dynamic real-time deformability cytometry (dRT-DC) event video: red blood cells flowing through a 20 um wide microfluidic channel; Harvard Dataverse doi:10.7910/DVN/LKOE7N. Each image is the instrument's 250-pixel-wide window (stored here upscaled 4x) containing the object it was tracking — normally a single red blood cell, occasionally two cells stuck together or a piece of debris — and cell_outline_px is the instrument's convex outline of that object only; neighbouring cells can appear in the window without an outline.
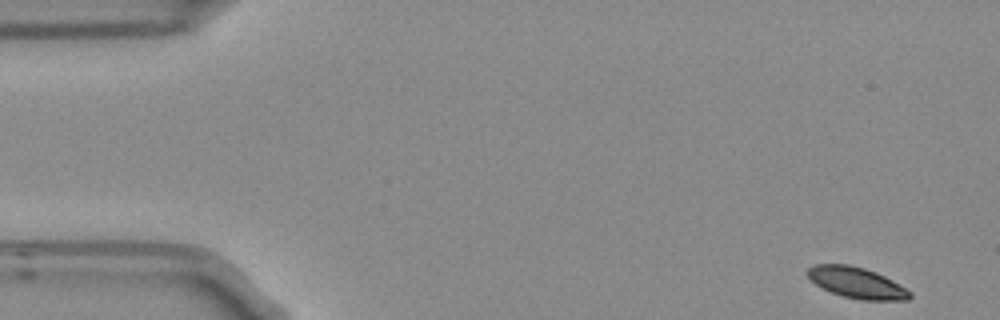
{"species": "Egyptian fruit bat (a non-hibernating species)", "species_latin": "Rousettus aegyptiacus", "temperature_condition": "room temperature", "stored_images_in_passage": 4, "camera_frame_rate_fps": 3000, "um_per_image_px": 0.085, "frame": {"image": 1, "passage_image": 1, "time_ms": 0.0, "image_size_px": [1000, 320], "cell_outline_px": [[912, 296], [908, 300], [860, 300], [844, 296], [820, 288], [808, 276], [808, 268], [816, 264], [848, 264], [864, 268], [876, 272], [892, 280], [912, 292]], "centroid_in_image_um": [72.84, 24.03], "position_along_channel_um": 12.2, "area_um2": 18.38}}
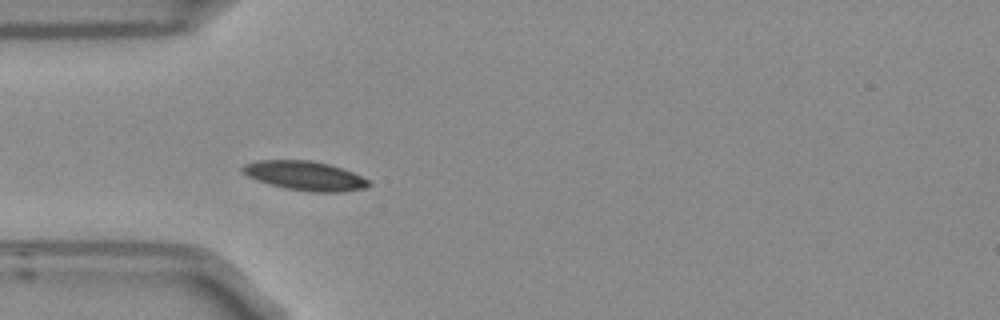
{"frame": {"image": 2, "passage_image": 4, "time_ms": 1.0, "image_size_px": [1000, 320], "cell_outline_px": [[372, 184], [364, 188], [344, 192], [312, 192], [284, 188], [268, 184], [256, 180], [240, 172], [240, 168], [244, 164], [256, 160], [312, 160], [328, 164], [352, 172], [368, 180]], "centroid_in_image_um": [25.86, 14.94], "position_along_channel_um": 59.1, "area_um2": 21.62}}